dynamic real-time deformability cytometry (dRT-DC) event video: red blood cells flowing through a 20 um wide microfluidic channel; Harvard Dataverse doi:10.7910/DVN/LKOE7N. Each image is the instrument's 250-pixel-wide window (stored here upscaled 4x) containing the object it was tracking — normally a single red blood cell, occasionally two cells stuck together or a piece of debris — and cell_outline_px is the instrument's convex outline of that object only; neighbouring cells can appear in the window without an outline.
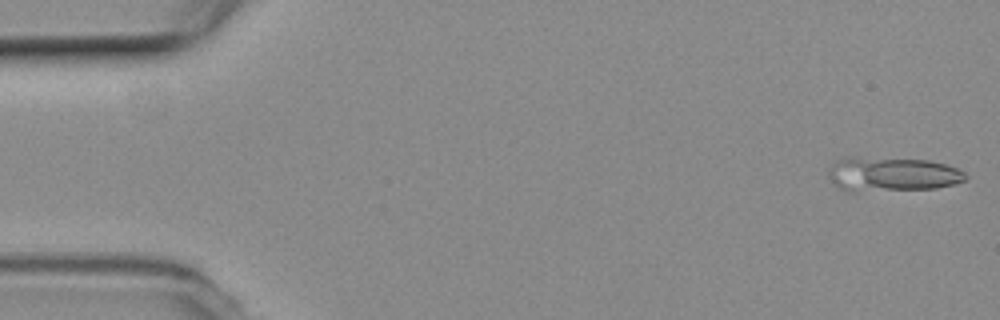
{"species": "common noctule bat (a hibernating species)", "species_latin": "Nyctalus noctula", "temperature_condition": "room temperature", "stored_images_in_passage": 5, "camera_frame_rate_fps": 3000, "um_per_image_px": 0.085, "animal": {"sex": "female", "body_mass_g": 19.3, "forearm_length_mm": 54.1}, "frame": {"image": 1, "passage_image": 1, "time_ms": 0.0, "image_size_px": [1000, 320], "cell_outline_px": [[968, 176], [964, 180], [952, 184], [936, 188], [852, 192], [848, 192], [840, 188], [828, 176], [828, 168], [836, 160], [848, 156], [852, 156], [928, 160], [944, 164], [956, 168], [964, 172]], "centroid_in_image_um": [75.76, 14.8], "position_along_channel_um": 9.2, "area_um2": 27.63}}